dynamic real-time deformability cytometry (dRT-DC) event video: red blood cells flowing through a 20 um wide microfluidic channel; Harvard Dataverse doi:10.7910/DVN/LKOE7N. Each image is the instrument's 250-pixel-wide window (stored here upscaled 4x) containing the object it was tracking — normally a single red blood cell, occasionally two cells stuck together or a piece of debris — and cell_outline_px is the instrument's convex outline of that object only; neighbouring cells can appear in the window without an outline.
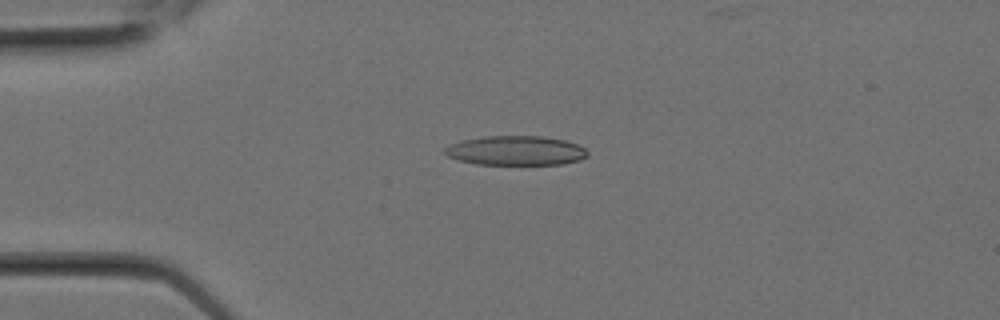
{"species": "Egyptian fruit bat (a non-hibernating species)", "species_latin": "Rousettus aegyptiacus", "temperature_condition": "room temperature", "stored_images_in_passage": 4, "segment_of_instrument_passage": [1, 2], "camera_frame_rate_fps": 3000, "um_per_image_px": 0.085, "animal": {"sex": "female"}, "frame": {"image": 1, "passage_image": 1, "time_ms": 0.0, "image_size_px": [1000, 320], "cell_outline_px": [[588, 156], [580, 160], [564, 164], [476, 164], [460, 160], [448, 156], [444, 152], [444, 148], [448, 144], [460, 140], [484, 136], [544, 136], [564, 140], [576, 144], [584, 148], [588, 152]], "centroid_in_image_um": [43.83, 12.79], "position_along_channel_um": 41.2, "area_um2": 24.57}}